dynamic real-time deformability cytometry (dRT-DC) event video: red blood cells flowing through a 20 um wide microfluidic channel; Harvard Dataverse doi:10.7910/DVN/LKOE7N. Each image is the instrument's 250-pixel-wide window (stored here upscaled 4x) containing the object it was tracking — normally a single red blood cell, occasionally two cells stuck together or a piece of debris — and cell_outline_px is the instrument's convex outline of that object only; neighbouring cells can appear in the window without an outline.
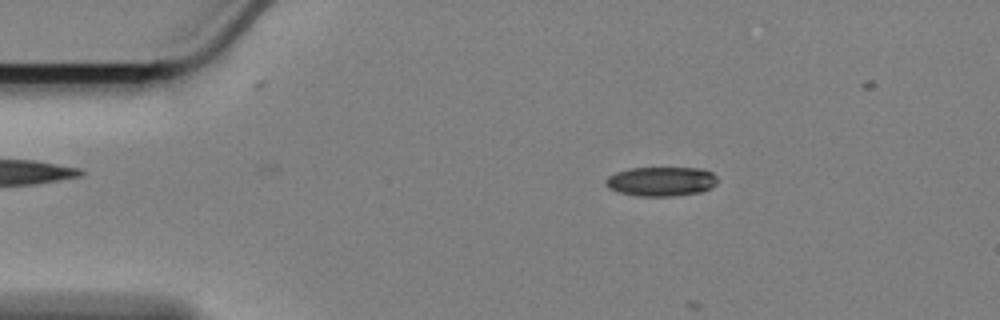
{"species": "Egyptian fruit bat (a non-hibernating species)", "species_latin": "Rousettus aegyptiacus", "temperature_condition": "cold", "stored_images_in_passage": 11, "camera_frame_rate_fps": 3000, "um_per_image_px": 0.085, "animal": {"sex": "female"}, "frame": {"image": 1, "passage_image": 10, "time_ms": 3.0, "image_size_px": [1000, 320], "cell_outline_px": [[716, 184], [700, 192], [676, 196], [636, 196], [616, 192], [608, 188], [604, 184], [604, 180], [608, 176], [616, 172], [628, 168], [700, 168], [712, 172], [716, 176]], "centroid_in_image_um": [56.14, 15.42], "position_along_channel_um": 28.9, "area_um2": 19.31}}